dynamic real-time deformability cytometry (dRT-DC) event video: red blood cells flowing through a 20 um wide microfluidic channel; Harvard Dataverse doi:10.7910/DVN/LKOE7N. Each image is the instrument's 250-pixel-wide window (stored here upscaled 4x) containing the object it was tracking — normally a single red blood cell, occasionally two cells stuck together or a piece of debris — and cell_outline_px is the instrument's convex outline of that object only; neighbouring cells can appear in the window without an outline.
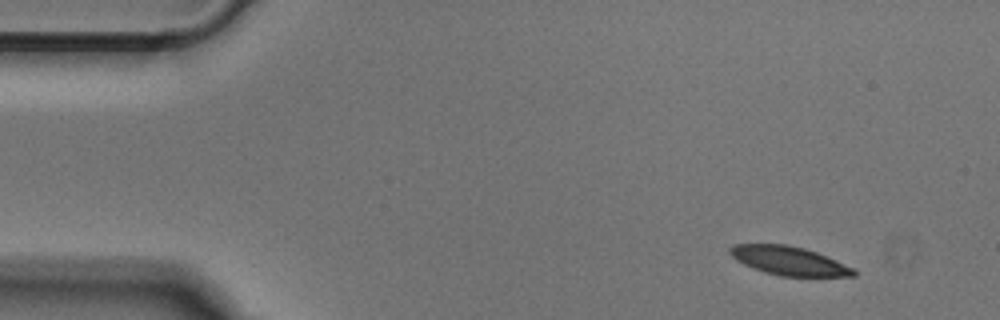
{"species": "Egyptian fruit bat (a non-hibernating species)", "species_latin": "Rousettus aegyptiacus", "temperature_condition": "cold", "stored_images_in_passage": 48, "camera_frame_rate_fps": 3000, "um_per_image_px": 0.085, "animal": {"sex": "male"}, "frame": {"image": 1, "passage_image": 1, "time_ms": 0.0, "image_size_px": [1000, 320], "cell_outline_px": [[856, 276], [780, 276], [764, 272], [752, 268], [736, 260], [728, 252], [728, 248], [732, 244], [788, 244], [804, 248], [816, 252], [836, 260], [852, 268], [856, 272]], "centroid_in_image_um": [67.01, 22.15], "position_along_channel_um": 18.0, "area_um2": 20.69}}
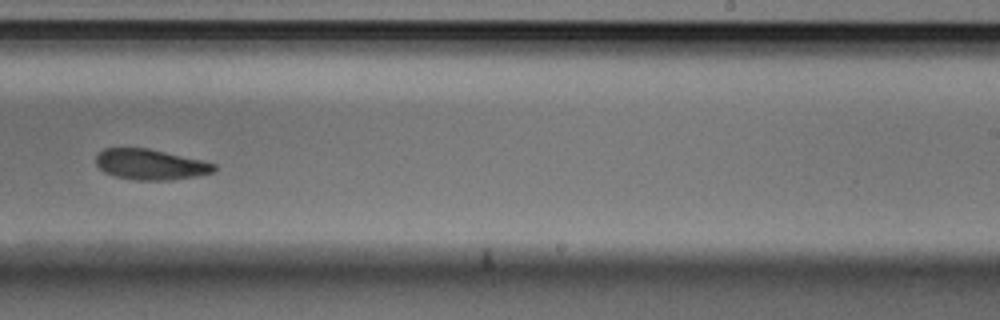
{"frame": {"image": 2, "passage_image": 28, "time_ms": 9.0, "image_size_px": [1000, 320], "cell_outline_px": [[216, 168], [212, 172], [200, 176], [172, 180], [136, 180], [116, 176], [104, 172], [96, 164], [96, 156], [104, 148], [148, 148], [204, 160], [216, 164]], "centroid_in_image_um": [12.83, 13.98], "position_along_channel_um": 276.2, "area_um2": 21.15}}
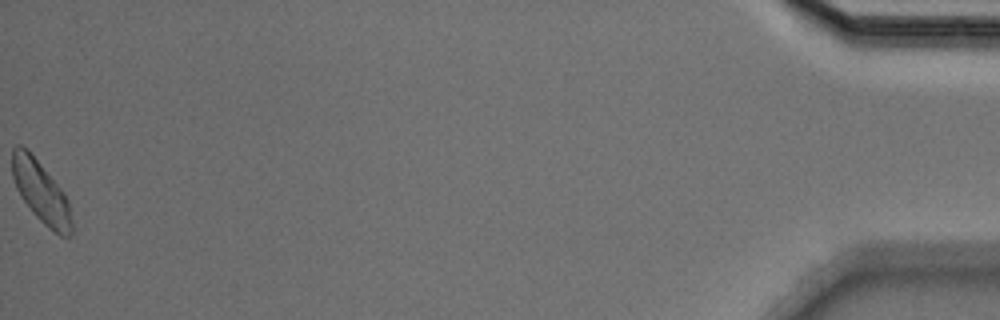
{"frame": {"image": 3, "passage_image": 48, "time_ms": 15.667, "image_size_px": [1000, 320], "cell_outline_px": [[72, 232], [68, 236], [60, 236], [48, 228], [32, 212], [20, 196], [16, 188], [12, 176], [12, 148], [16, 144], [20, 144], [28, 148], [64, 192], [68, 200], [72, 220]], "centroid_in_image_um": [3.47, 16.29], "position_along_channel_um": 431.7, "area_um2": 21.68}}